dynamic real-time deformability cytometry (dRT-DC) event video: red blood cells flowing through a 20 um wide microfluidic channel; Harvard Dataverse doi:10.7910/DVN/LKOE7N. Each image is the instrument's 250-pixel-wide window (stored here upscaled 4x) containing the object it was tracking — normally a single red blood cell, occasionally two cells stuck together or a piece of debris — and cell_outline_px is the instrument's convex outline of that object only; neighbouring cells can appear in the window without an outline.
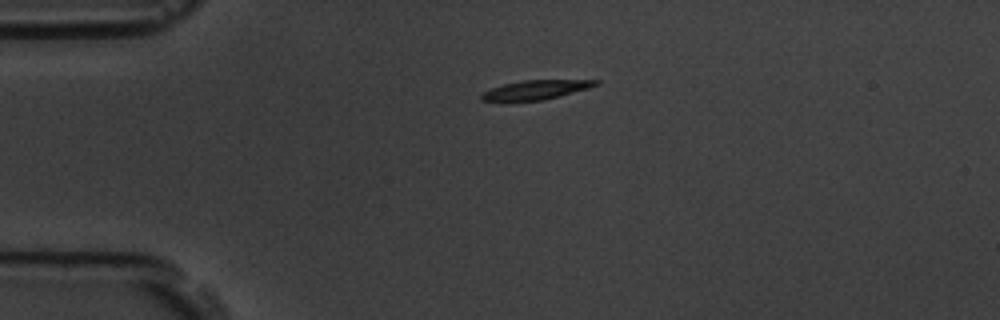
{"species": "common noctule bat (a hibernating species)", "species_latin": "Nyctalus noctula", "temperature_condition": "room temperature", "stored_images_in_passage": 2, "camera_frame_rate_fps": 3000, "um_per_image_px": 0.085, "animal": {"sex": "male", "body_mass_g": 19.5, "forearm_length_mm": 54.6}, "frame": {"image": 1, "passage_image": 1, "time_ms": 0.0, "image_size_px": [1000, 320], "cell_outline_px": [[600, 84], [588, 88], [560, 96], [544, 100], [480, 100], [480, 96], [484, 92], [492, 88], [504, 84], [520, 80], [600, 80]], "centroid_in_image_um": [45.59, 7.62], "position_along_channel_um": 39.4, "area_um2": 12.54}}